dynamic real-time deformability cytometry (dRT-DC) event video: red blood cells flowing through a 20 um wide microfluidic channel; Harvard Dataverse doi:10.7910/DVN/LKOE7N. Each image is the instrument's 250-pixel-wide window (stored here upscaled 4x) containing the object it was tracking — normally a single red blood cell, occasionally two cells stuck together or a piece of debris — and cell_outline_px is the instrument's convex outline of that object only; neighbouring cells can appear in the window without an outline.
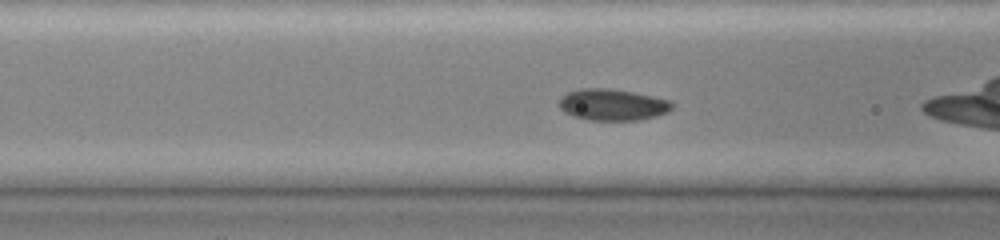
{"species": "common noctule bat (a hibernating species)", "species_latin": "Nyctalus noctula", "temperature_condition": "cold", "stored_images_in_passage": 44, "camera_frame_rate_fps": 3000, "um_per_image_px": 0.085, "animal": {"sex": "female", "body_mass_g": 19.0, "forearm_length_mm": 51.5}, "frame": {"image": 1, "passage_image": 14, "time_ms": 4.333, "image_size_px": [1000, 240], "cell_outline_px": [[672, 108], [668, 112], [656, 116], [640, 120], [588, 120], [572, 116], [564, 112], [556, 104], [560, 96], [568, 92], [580, 88], [608, 88], [632, 92], [652, 96], [668, 100], [672, 104]], "centroid_in_image_um": [51.99, 8.9], "position_along_channel_um": 114.6, "area_um2": 20.87}}
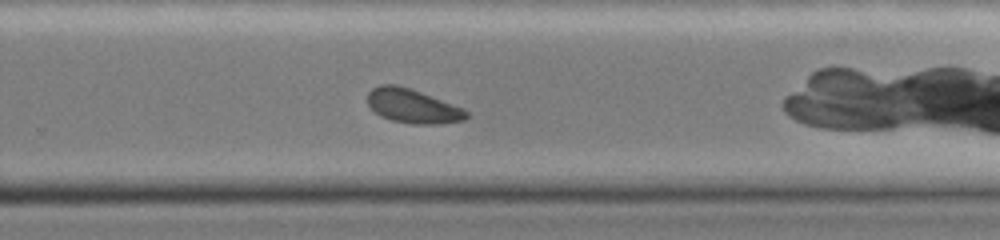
{"frame": {"image": 2, "passage_image": 28, "time_ms": 9.0, "image_size_px": [1000, 240], "cell_outline_px": [[468, 116], [464, 120], [432, 124], [412, 124], [392, 120], [380, 116], [368, 104], [368, 92], [372, 88], [380, 84], [396, 84], [420, 92], [464, 108], [468, 112]], "centroid_in_image_um": [35.06, 9.01], "position_along_channel_um": 294.7, "area_um2": 19.42}}
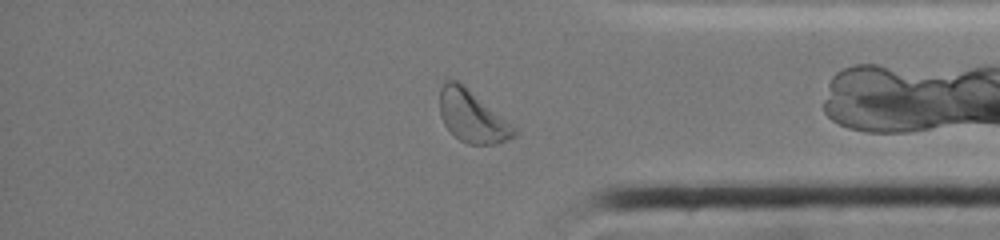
{"frame": {"image": 3, "passage_image": 36, "time_ms": 11.667, "image_size_px": [1000, 240], "cell_outline_px": [[516, 136], [496, 144], [468, 144], [460, 140], [444, 124], [440, 116], [440, 88], [444, 80], [456, 80], [464, 84], [512, 124], [516, 128]], "centroid_in_image_um": [40.13, 9.87], "position_along_channel_um": 395.1, "area_um2": 22.48}, "authors_computed_cell_mechanics": {"area_um2": 20.8947, "velocity_mm_per_s": 3.8734, "shape_relaxation_time_tau1_ms": 6.4623, "shape_relaxation_time_tau2_ms": null, "deformation_change_tau1": 0.1183, "deformation_change_tau2": null}}